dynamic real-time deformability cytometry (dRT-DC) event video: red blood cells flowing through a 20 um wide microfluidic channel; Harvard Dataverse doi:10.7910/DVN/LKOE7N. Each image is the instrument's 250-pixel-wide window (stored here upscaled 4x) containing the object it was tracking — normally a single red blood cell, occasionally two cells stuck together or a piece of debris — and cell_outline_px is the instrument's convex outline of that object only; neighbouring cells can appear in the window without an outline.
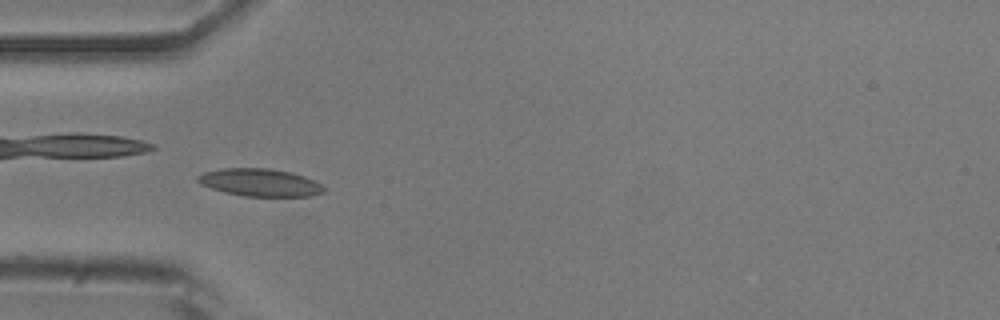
{"species": "common noctule bat (a hibernating species)", "species_latin": "Nyctalus noctula", "temperature_condition": "room temperature", "stored_images_in_passage": 43, "camera_frame_rate_fps": 3000, "um_per_image_px": 0.085, "animal": {"sex": "male", "body_mass_g": 20.5, "forearm_length_mm": 52.5}, "frame": {"image": 1, "passage_image": 7, "time_ms": 2.0, "image_size_px": [1000, 320], "cell_outline_px": [[324, 192], [312, 196], [244, 196], [224, 192], [200, 184], [196, 180], [196, 176], [204, 172], [220, 168], [268, 168], [292, 172], [304, 176], [320, 184], [324, 188]], "centroid_in_image_um": [22.06, 15.5], "position_along_channel_um": 62.9, "area_um2": 20.29}}
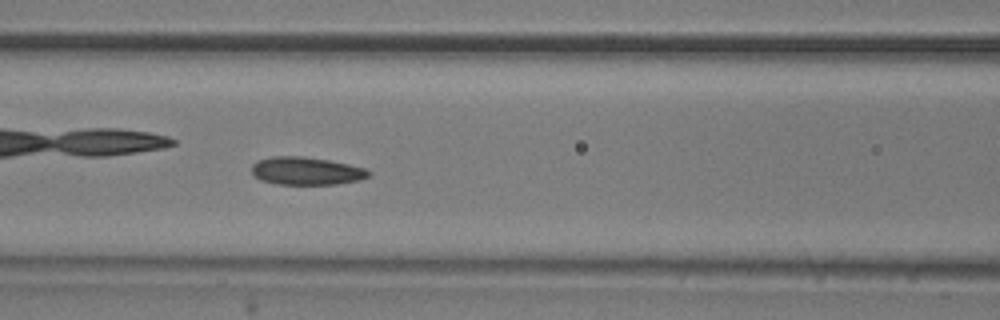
{"frame": {"image": 2, "passage_image": 13, "time_ms": 4.0, "image_size_px": [1000, 320], "cell_outline_px": [[372, 172], [368, 176], [360, 180], [336, 184], [280, 184], [260, 180], [252, 172], [252, 164], [260, 160], [272, 156], [300, 156], [328, 160], [348, 164], [364, 168]], "centroid_in_image_um": [26.05, 14.53], "position_along_channel_um": 140.6, "area_um2": 18.79}}
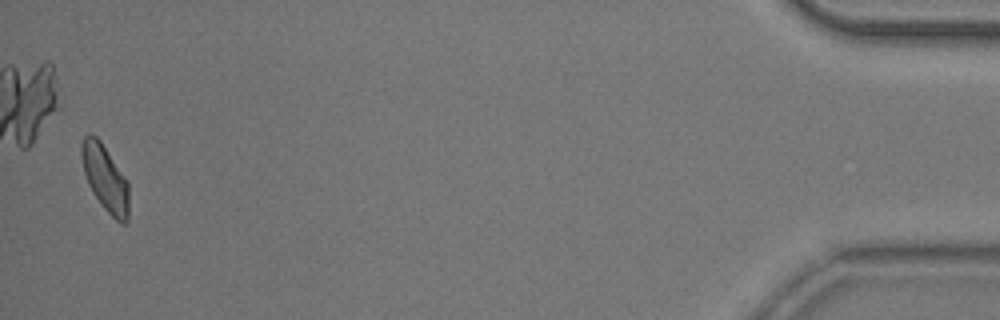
{"frame": {"image": 3, "passage_image": 42, "time_ms": 13.667, "image_size_px": [1000, 320], "cell_outline_px": [[128, 220], [124, 224], [120, 224], [104, 208], [92, 192], [88, 184], [84, 172], [80, 156], [80, 144], [84, 136], [88, 132], [96, 136], [100, 140], [128, 180]], "centroid_in_image_um": [8.92, 15.11], "position_along_channel_um": 426.3, "area_um2": 18.5}, "authors_computed_cell_mechanics": {"area_um2": 18.785, "velocity_mm_per_s": 3.8938, "shape_relaxation_time_tau1_ms": 7.3046, "shape_relaxation_time_tau2_ms": 2.7114, "deformation_change_tau1": 0.155, "deformation_change_tau2": 0.0977}}